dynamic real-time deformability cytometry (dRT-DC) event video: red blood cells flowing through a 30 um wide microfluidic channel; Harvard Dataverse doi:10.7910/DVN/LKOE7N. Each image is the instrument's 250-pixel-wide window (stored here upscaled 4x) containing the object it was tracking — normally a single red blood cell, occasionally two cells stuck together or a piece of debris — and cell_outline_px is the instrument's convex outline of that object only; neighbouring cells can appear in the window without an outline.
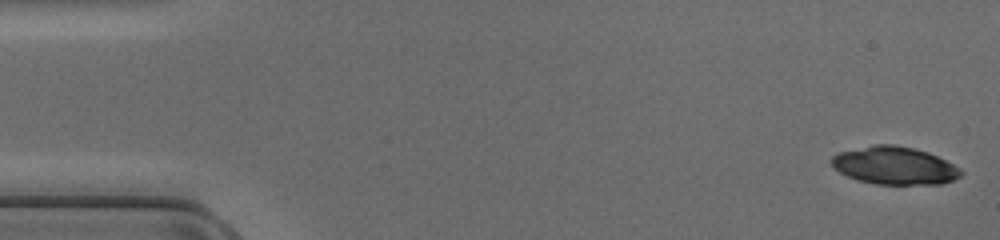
{"species": "common noctule bat (a hibernating species)", "species_latin": "Nyctalus noctula", "temperature_condition": "cold", "stored_images_in_passage": 46, "camera_frame_rate_fps": 3000, "um_per_image_px": 0.085, "animal": {"sex": "female", "body_mass_g": 17.0, "forearm_length_mm": 48.0}, "frame": {"image": 1, "passage_image": 1, "time_ms": 0.0, "image_size_px": [1000, 240], "cell_outline_px": [[964, 172], [960, 176], [952, 180], [940, 184], [876, 184], [856, 180], [840, 172], [832, 164], [832, 156], [836, 152], [872, 144], [896, 144], [928, 152], [960, 168]], "centroid_in_image_um": [76.01, 14.06], "position_along_channel_um": 9.0, "area_um2": 28.5}}
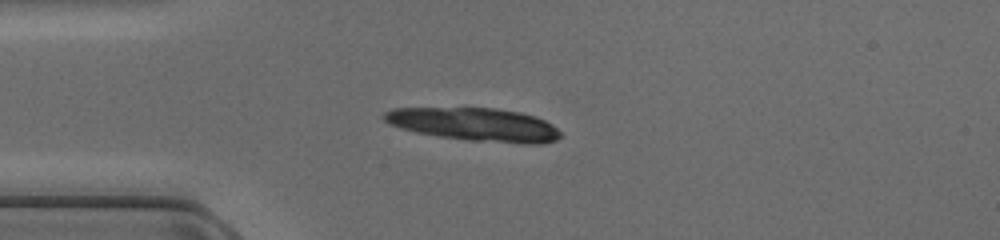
{"frame": {"image": 2, "passage_image": 12, "time_ms": 3.667, "image_size_px": [1000, 240], "cell_outline_px": [[564, 136], [556, 140], [544, 144], [524, 144], [468, 140], [440, 136], [416, 132], [400, 128], [388, 124], [380, 116], [384, 112], [392, 108], [496, 108], [520, 112], [536, 116], [552, 124]], "centroid_in_image_um": [40.37, 10.58], "position_along_channel_um": 44.6, "area_um2": 34.39}}
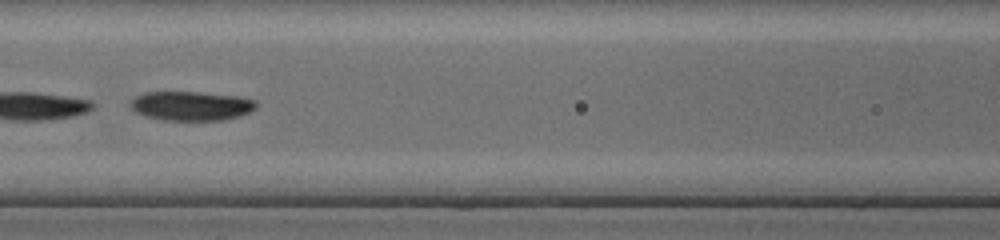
{"frame": {"image": 3, "passage_image": 21, "time_ms": 6.667, "image_size_px": [1000, 240], "cell_outline_px": [[256, 108], [252, 112], [240, 116], [224, 120], [164, 120], [148, 116], [136, 112], [128, 104], [136, 96], [144, 92], [196, 92], [240, 96], [256, 100]], "centroid_in_image_um": [16.3, 9.0], "position_along_channel_um": 150.3, "area_um2": 21.5}}